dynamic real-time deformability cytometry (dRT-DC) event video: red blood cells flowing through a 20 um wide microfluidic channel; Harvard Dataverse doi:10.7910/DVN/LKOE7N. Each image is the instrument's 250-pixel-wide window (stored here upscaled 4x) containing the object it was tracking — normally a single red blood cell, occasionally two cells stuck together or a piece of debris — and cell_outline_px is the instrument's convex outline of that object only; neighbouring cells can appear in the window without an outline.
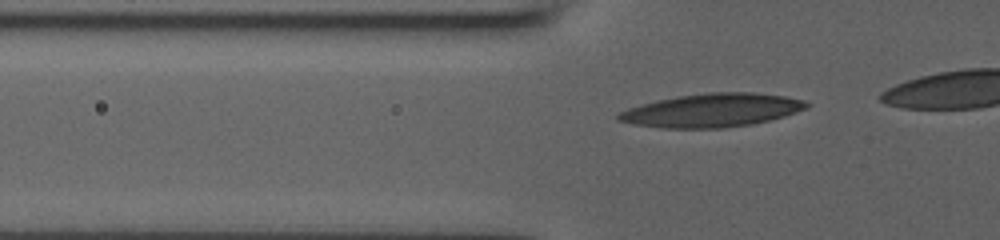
{"species": "human", "species_latin": "Homo sapiens", "temperature_condition": "room temperature", "stored_images_in_passage": 15, "camera_frame_rate_fps": 3000, "um_per_image_px": 0.085, "donor": {"sex": "male"}, "frame": {"image": 1, "passage_image": 15, "time_ms": 4.667, "image_size_px": [1000, 240], "cell_outline_px": [[812, 104], [796, 112], [784, 116], [752, 124], [724, 128], [660, 128], [632, 124], [616, 120], [616, 116], [620, 112], [628, 108], [656, 100], [680, 96], [712, 92], [752, 92], [784, 96], [804, 100]], "centroid_in_image_um": [60.49, 9.38], "position_along_channel_um": 65.3, "area_um2": 36.59}}